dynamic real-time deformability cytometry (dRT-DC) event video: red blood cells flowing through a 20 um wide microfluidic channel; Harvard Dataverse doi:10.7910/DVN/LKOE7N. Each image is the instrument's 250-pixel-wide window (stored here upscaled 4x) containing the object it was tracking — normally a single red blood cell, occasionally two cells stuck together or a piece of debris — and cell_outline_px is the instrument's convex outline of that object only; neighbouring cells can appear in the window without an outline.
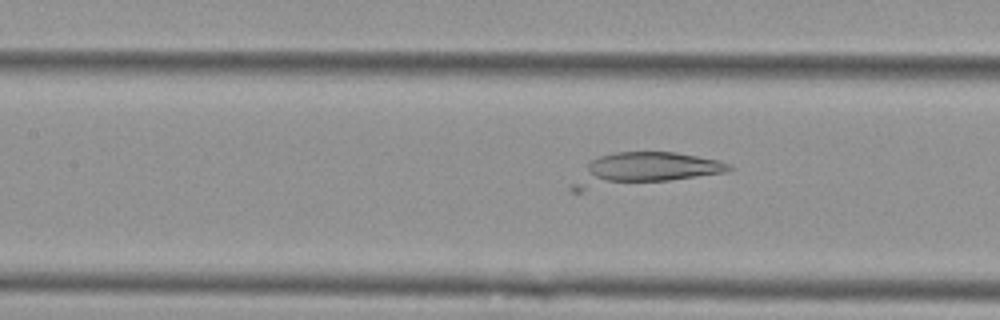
{"species": "Egyptian fruit bat (a non-hibernating species)", "species_latin": "Rousettus aegyptiacus", "temperature_condition": "cold", "stored_images_in_passage": 36, "camera_frame_rate_fps": 3000, "um_per_image_px": 0.085, "animal": {"sex": "female"}, "frame": {"image": 1, "passage_image": 12, "time_ms": 3.667, "image_size_px": [1000, 320], "cell_outline_px": [[736, 168], [724, 172], [668, 180], [580, 192], [572, 192], [568, 188], [588, 160], [600, 156], [616, 152], [676, 152], [720, 160]], "centroid_in_image_um": [54.61, 14.4], "position_along_channel_um": 152.8, "area_um2": 29.71}}
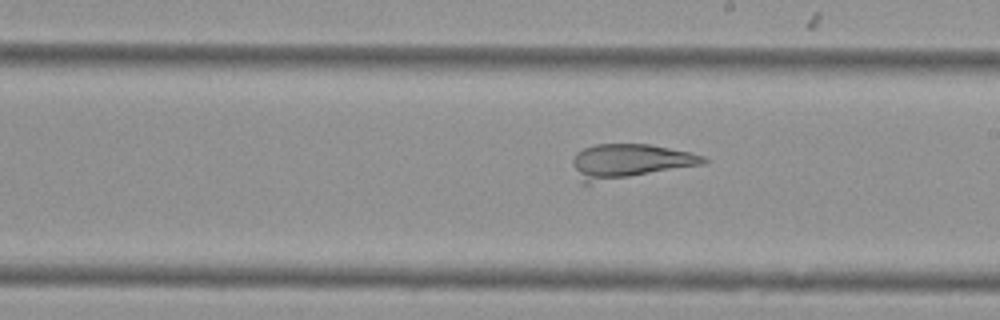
{"frame": {"image": 2, "passage_image": 19, "time_ms": 6.0, "image_size_px": [1000, 320], "cell_outline_px": [[708, 164], [588, 184], [580, 184], [572, 164], [572, 160], [576, 152], [584, 148], [596, 144], [648, 144], [692, 152], [704, 156], [708, 160]], "centroid_in_image_um": [53.52, 13.72], "position_along_channel_um": 235.5, "area_um2": 26.65}}
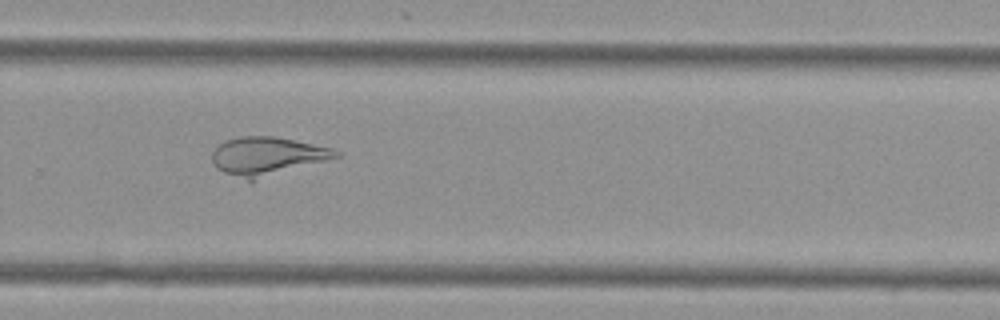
{"frame": {"image": 3, "passage_image": 25, "time_ms": 8.0, "image_size_px": [1000, 320], "cell_outline_px": [[344, 156], [252, 180], [248, 180], [224, 172], [216, 168], [212, 160], [212, 148], [228, 140], [240, 136], [276, 136], [332, 148], [340, 152]], "centroid_in_image_um": [22.73, 13.25], "position_along_channel_um": 307.1, "area_um2": 27.4}}